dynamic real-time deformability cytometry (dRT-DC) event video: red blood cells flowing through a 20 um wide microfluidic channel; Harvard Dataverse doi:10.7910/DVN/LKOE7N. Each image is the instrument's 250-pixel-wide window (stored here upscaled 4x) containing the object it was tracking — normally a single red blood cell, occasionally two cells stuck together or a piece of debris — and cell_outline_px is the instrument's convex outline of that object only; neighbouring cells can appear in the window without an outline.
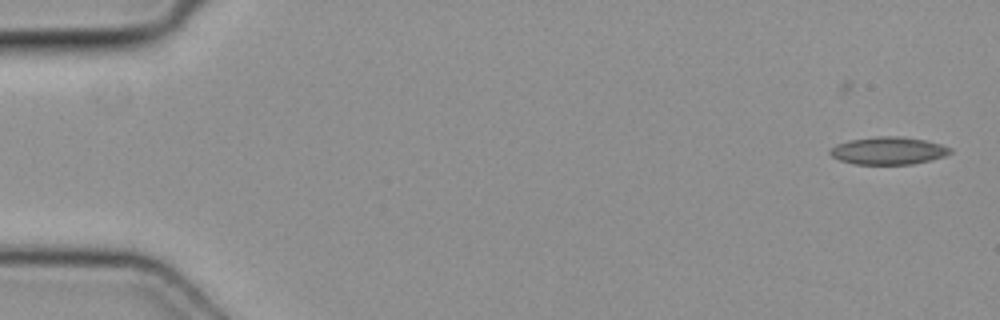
{"species": "common noctule bat (a hibernating species)", "species_latin": "Nyctalus noctula", "temperature_condition": "cold", "stored_images_in_passage": 47, "camera_frame_rate_fps": 3000, "um_per_image_px": 0.085, "animal": {"sex": "female", "body_mass_g": 19.3, "forearm_length_mm": 54.1}, "frame": {"image": 1, "passage_image": 1, "time_ms": 0.0, "image_size_px": [1000, 320], "cell_outline_px": [[952, 152], [944, 156], [912, 164], [852, 164], [840, 160], [832, 156], [828, 152], [836, 144], [848, 140], [876, 136], [900, 136], [924, 140], [940, 144], [952, 148]], "centroid_in_image_um": [75.48, 12.8], "position_along_channel_um": 9.5, "area_um2": 19.25}}
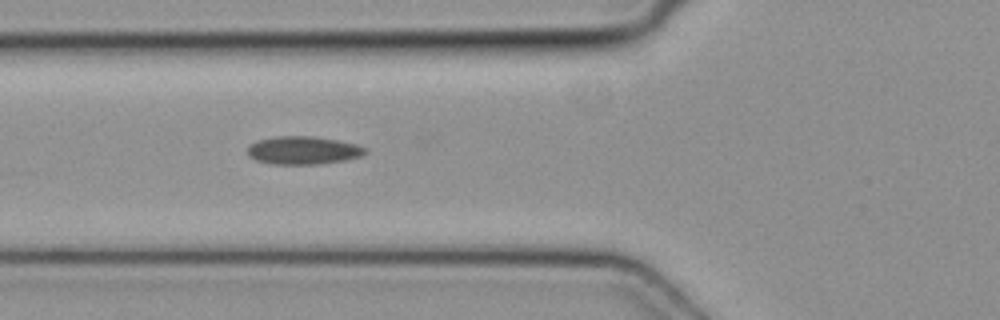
{"frame": {"image": 2, "passage_image": 18, "time_ms": 5.667, "image_size_px": [1000, 320], "cell_outline_px": [[368, 152], [360, 156], [348, 160], [320, 164], [268, 164], [256, 160], [248, 156], [248, 148], [252, 144], [260, 140], [276, 136], [312, 136], [336, 140], [356, 144], [368, 148]], "centroid_in_image_um": [25.81, 12.79], "position_along_channel_um": 100.0, "area_um2": 19.31}}
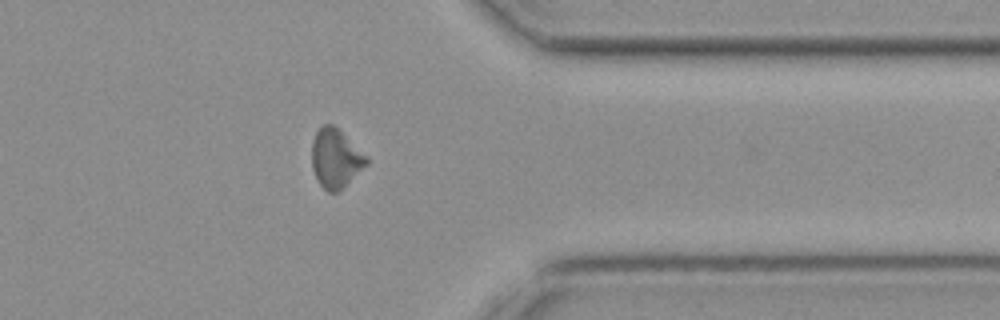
{"frame": {"image": 3, "passage_image": 39, "time_ms": 12.667, "image_size_px": [1000, 320], "cell_outline_px": [[368, 164], [336, 192], [328, 192], [316, 180], [312, 168], [312, 140], [320, 124], [332, 124], [368, 156]], "centroid_in_image_um": [28.5, 13.44], "position_along_channel_um": 382.9, "area_um2": 18.61}}